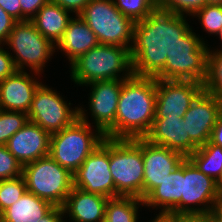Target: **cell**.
I'll use <instances>...</instances> for the list:
<instances>
[{"label":"cell","instance_id":"3","mask_svg":"<svg viewBox=\"0 0 222 222\" xmlns=\"http://www.w3.org/2000/svg\"><path fill=\"white\" fill-rule=\"evenodd\" d=\"M70 79L77 86L106 80H126L134 75L130 48L98 44L70 65Z\"/></svg>","mask_w":222,"mask_h":222},{"label":"cell","instance_id":"12","mask_svg":"<svg viewBox=\"0 0 222 222\" xmlns=\"http://www.w3.org/2000/svg\"><path fill=\"white\" fill-rule=\"evenodd\" d=\"M219 199L217 181L202 173L188 158H185L180 214L213 212Z\"/></svg>","mask_w":222,"mask_h":222},{"label":"cell","instance_id":"43","mask_svg":"<svg viewBox=\"0 0 222 222\" xmlns=\"http://www.w3.org/2000/svg\"><path fill=\"white\" fill-rule=\"evenodd\" d=\"M213 213L220 219L222 220V200L219 199L217 203L214 206Z\"/></svg>","mask_w":222,"mask_h":222},{"label":"cell","instance_id":"33","mask_svg":"<svg viewBox=\"0 0 222 222\" xmlns=\"http://www.w3.org/2000/svg\"><path fill=\"white\" fill-rule=\"evenodd\" d=\"M23 166L9 152L5 145H0V180L13 179L22 175Z\"/></svg>","mask_w":222,"mask_h":222},{"label":"cell","instance_id":"46","mask_svg":"<svg viewBox=\"0 0 222 222\" xmlns=\"http://www.w3.org/2000/svg\"><path fill=\"white\" fill-rule=\"evenodd\" d=\"M211 222H222L213 212H211Z\"/></svg>","mask_w":222,"mask_h":222},{"label":"cell","instance_id":"34","mask_svg":"<svg viewBox=\"0 0 222 222\" xmlns=\"http://www.w3.org/2000/svg\"><path fill=\"white\" fill-rule=\"evenodd\" d=\"M5 49V45H0V82L17 71L12 56Z\"/></svg>","mask_w":222,"mask_h":222},{"label":"cell","instance_id":"11","mask_svg":"<svg viewBox=\"0 0 222 222\" xmlns=\"http://www.w3.org/2000/svg\"><path fill=\"white\" fill-rule=\"evenodd\" d=\"M123 81L115 79L86 85L90 87L88 109L83 104L78 105L79 119L97 127L106 138L115 139V116Z\"/></svg>","mask_w":222,"mask_h":222},{"label":"cell","instance_id":"8","mask_svg":"<svg viewBox=\"0 0 222 222\" xmlns=\"http://www.w3.org/2000/svg\"><path fill=\"white\" fill-rule=\"evenodd\" d=\"M22 176L27 191L62 207L73 189V174L57 163L50 155L23 166Z\"/></svg>","mask_w":222,"mask_h":222},{"label":"cell","instance_id":"31","mask_svg":"<svg viewBox=\"0 0 222 222\" xmlns=\"http://www.w3.org/2000/svg\"><path fill=\"white\" fill-rule=\"evenodd\" d=\"M29 121L24 112L0 111V145H6L7 141Z\"/></svg>","mask_w":222,"mask_h":222},{"label":"cell","instance_id":"14","mask_svg":"<svg viewBox=\"0 0 222 222\" xmlns=\"http://www.w3.org/2000/svg\"><path fill=\"white\" fill-rule=\"evenodd\" d=\"M203 90V84L196 81L157 79L154 119L183 118Z\"/></svg>","mask_w":222,"mask_h":222},{"label":"cell","instance_id":"7","mask_svg":"<svg viewBox=\"0 0 222 222\" xmlns=\"http://www.w3.org/2000/svg\"><path fill=\"white\" fill-rule=\"evenodd\" d=\"M3 45L8 47L6 49H10L9 53L17 70L27 69L30 72L31 69V72L40 75L56 52L55 45L45 38L31 21H18Z\"/></svg>","mask_w":222,"mask_h":222},{"label":"cell","instance_id":"28","mask_svg":"<svg viewBox=\"0 0 222 222\" xmlns=\"http://www.w3.org/2000/svg\"><path fill=\"white\" fill-rule=\"evenodd\" d=\"M116 8L134 23L159 9V0H113Z\"/></svg>","mask_w":222,"mask_h":222},{"label":"cell","instance_id":"9","mask_svg":"<svg viewBox=\"0 0 222 222\" xmlns=\"http://www.w3.org/2000/svg\"><path fill=\"white\" fill-rule=\"evenodd\" d=\"M79 16L95 33L99 44L131 48L134 22L116 8L113 0H91Z\"/></svg>","mask_w":222,"mask_h":222},{"label":"cell","instance_id":"37","mask_svg":"<svg viewBox=\"0 0 222 222\" xmlns=\"http://www.w3.org/2000/svg\"><path fill=\"white\" fill-rule=\"evenodd\" d=\"M58 4L72 15H80L91 0H49Z\"/></svg>","mask_w":222,"mask_h":222},{"label":"cell","instance_id":"41","mask_svg":"<svg viewBox=\"0 0 222 222\" xmlns=\"http://www.w3.org/2000/svg\"><path fill=\"white\" fill-rule=\"evenodd\" d=\"M209 142L222 147V114L217 119V122L211 132Z\"/></svg>","mask_w":222,"mask_h":222},{"label":"cell","instance_id":"23","mask_svg":"<svg viewBox=\"0 0 222 222\" xmlns=\"http://www.w3.org/2000/svg\"><path fill=\"white\" fill-rule=\"evenodd\" d=\"M72 17L69 11L48 1L31 19V22L45 38L56 45Z\"/></svg>","mask_w":222,"mask_h":222},{"label":"cell","instance_id":"45","mask_svg":"<svg viewBox=\"0 0 222 222\" xmlns=\"http://www.w3.org/2000/svg\"><path fill=\"white\" fill-rule=\"evenodd\" d=\"M206 4L222 5V0H206Z\"/></svg>","mask_w":222,"mask_h":222},{"label":"cell","instance_id":"26","mask_svg":"<svg viewBox=\"0 0 222 222\" xmlns=\"http://www.w3.org/2000/svg\"><path fill=\"white\" fill-rule=\"evenodd\" d=\"M188 159L205 175L215 181L222 174V147L209 141L196 149Z\"/></svg>","mask_w":222,"mask_h":222},{"label":"cell","instance_id":"47","mask_svg":"<svg viewBox=\"0 0 222 222\" xmlns=\"http://www.w3.org/2000/svg\"><path fill=\"white\" fill-rule=\"evenodd\" d=\"M218 189L221 192L222 191V174L220 176V179L217 181Z\"/></svg>","mask_w":222,"mask_h":222},{"label":"cell","instance_id":"13","mask_svg":"<svg viewBox=\"0 0 222 222\" xmlns=\"http://www.w3.org/2000/svg\"><path fill=\"white\" fill-rule=\"evenodd\" d=\"M73 186L107 198L115 197V185L109 169V138L105 137L73 173Z\"/></svg>","mask_w":222,"mask_h":222},{"label":"cell","instance_id":"4","mask_svg":"<svg viewBox=\"0 0 222 222\" xmlns=\"http://www.w3.org/2000/svg\"><path fill=\"white\" fill-rule=\"evenodd\" d=\"M109 169L115 185V197L133 196L143 200L142 138H109Z\"/></svg>","mask_w":222,"mask_h":222},{"label":"cell","instance_id":"44","mask_svg":"<svg viewBox=\"0 0 222 222\" xmlns=\"http://www.w3.org/2000/svg\"><path fill=\"white\" fill-rule=\"evenodd\" d=\"M218 38H219V40L221 41L220 43V45H221V48L219 47V48H213L214 50H222V28L219 30V32L217 33V35H216Z\"/></svg>","mask_w":222,"mask_h":222},{"label":"cell","instance_id":"30","mask_svg":"<svg viewBox=\"0 0 222 222\" xmlns=\"http://www.w3.org/2000/svg\"><path fill=\"white\" fill-rule=\"evenodd\" d=\"M27 191L23 176L0 180V214L13 205Z\"/></svg>","mask_w":222,"mask_h":222},{"label":"cell","instance_id":"42","mask_svg":"<svg viewBox=\"0 0 222 222\" xmlns=\"http://www.w3.org/2000/svg\"><path fill=\"white\" fill-rule=\"evenodd\" d=\"M149 222H177V214H156L154 218L149 220Z\"/></svg>","mask_w":222,"mask_h":222},{"label":"cell","instance_id":"18","mask_svg":"<svg viewBox=\"0 0 222 222\" xmlns=\"http://www.w3.org/2000/svg\"><path fill=\"white\" fill-rule=\"evenodd\" d=\"M51 134L28 121L7 141L6 148L22 166L49 155Z\"/></svg>","mask_w":222,"mask_h":222},{"label":"cell","instance_id":"32","mask_svg":"<svg viewBox=\"0 0 222 222\" xmlns=\"http://www.w3.org/2000/svg\"><path fill=\"white\" fill-rule=\"evenodd\" d=\"M205 4L206 0H159L160 9L189 17Z\"/></svg>","mask_w":222,"mask_h":222},{"label":"cell","instance_id":"36","mask_svg":"<svg viewBox=\"0 0 222 222\" xmlns=\"http://www.w3.org/2000/svg\"><path fill=\"white\" fill-rule=\"evenodd\" d=\"M18 21L0 7V45H3Z\"/></svg>","mask_w":222,"mask_h":222},{"label":"cell","instance_id":"35","mask_svg":"<svg viewBox=\"0 0 222 222\" xmlns=\"http://www.w3.org/2000/svg\"><path fill=\"white\" fill-rule=\"evenodd\" d=\"M21 6V21H31L36 13L49 0H19Z\"/></svg>","mask_w":222,"mask_h":222},{"label":"cell","instance_id":"21","mask_svg":"<svg viewBox=\"0 0 222 222\" xmlns=\"http://www.w3.org/2000/svg\"><path fill=\"white\" fill-rule=\"evenodd\" d=\"M182 194L183 162L144 199V207L160 209L159 214H180Z\"/></svg>","mask_w":222,"mask_h":222},{"label":"cell","instance_id":"39","mask_svg":"<svg viewBox=\"0 0 222 222\" xmlns=\"http://www.w3.org/2000/svg\"><path fill=\"white\" fill-rule=\"evenodd\" d=\"M177 222H211V212L177 214Z\"/></svg>","mask_w":222,"mask_h":222},{"label":"cell","instance_id":"1","mask_svg":"<svg viewBox=\"0 0 222 222\" xmlns=\"http://www.w3.org/2000/svg\"><path fill=\"white\" fill-rule=\"evenodd\" d=\"M186 18L159 8L134 23L130 48L134 75L155 78L163 70L173 47L192 28Z\"/></svg>","mask_w":222,"mask_h":222},{"label":"cell","instance_id":"10","mask_svg":"<svg viewBox=\"0 0 222 222\" xmlns=\"http://www.w3.org/2000/svg\"><path fill=\"white\" fill-rule=\"evenodd\" d=\"M54 88L41 83L35 90L27 113L29 121L39 125L50 134L69 127L79 118V108L62 97Z\"/></svg>","mask_w":222,"mask_h":222},{"label":"cell","instance_id":"5","mask_svg":"<svg viewBox=\"0 0 222 222\" xmlns=\"http://www.w3.org/2000/svg\"><path fill=\"white\" fill-rule=\"evenodd\" d=\"M104 138L97 127L78 118L69 127L51 134L49 155L73 174Z\"/></svg>","mask_w":222,"mask_h":222},{"label":"cell","instance_id":"2","mask_svg":"<svg viewBox=\"0 0 222 222\" xmlns=\"http://www.w3.org/2000/svg\"><path fill=\"white\" fill-rule=\"evenodd\" d=\"M157 79L133 75L123 81L115 116V139L144 138L155 118Z\"/></svg>","mask_w":222,"mask_h":222},{"label":"cell","instance_id":"17","mask_svg":"<svg viewBox=\"0 0 222 222\" xmlns=\"http://www.w3.org/2000/svg\"><path fill=\"white\" fill-rule=\"evenodd\" d=\"M39 77L40 74L35 72L30 71L28 73L27 71L17 70L0 82V109L27 114L35 90L42 83L41 80H37Z\"/></svg>","mask_w":222,"mask_h":222},{"label":"cell","instance_id":"6","mask_svg":"<svg viewBox=\"0 0 222 222\" xmlns=\"http://www.w3.org/2000/svg\"><path fill=\"white\" fill-rule=\"evenodd\" d=\"M193 27L167 56L163 70L155 77L164 80H191L203 84L207 75L208 42Z\"/></svg>","mask_w":222,"mask_h":222},{"label":"cell","instance_id":"24","mask_svg":"<svg viewBox=\"0 0 222 222\" xmlns=\"http://www.w3.org/2000/svg\"><path fill=\"white\" fill-rule=\"evenodd\" d=\"M54 206L29 191L13 205L5 209L0 217L3 222H38Z\"/></svg>","mask_w":222,"mask_h":222},{"label":"cell","instance_id":"27","mask_svg":"<svg viewBox=\"0 0 222 222\" xmlns=\"http://www.w3.org/2000/svg\"><path fill=\"white\" fill-rule=\"evenodd\" d=\"M207 75L203 83L204 91L222 99V50L208 47Z\"/></svg>","mask_w":222,"mask_h":222},{"label":"cell","instance_id":"22","mask_svg":"<svg viewBox=\"0 0 222 222\" xmlns=\"http://www.w3.org/2000/svg\"><path fill=\"white\" fill-rule=\"evenodd\" d=\"M99 44L95 33L79 16H73L67 24L61 39L55 45V50H60L67 57L69 64L80 55L88 52Z\"/></svg>","mask_w":222,"mask_h":222},{"label":"cell","instance_id":"15","mask_svg":"<svg viewBox=\"0 0 222 222\" xmlns=\"http://www.w3.org/2000/svg\"><path fill=\"white\" fill-rule=\"evenodd\" d=\"M222 114V99L202 91L183 116L190 141L198 148L205 145Z\"/></svg>","mask_w":222,"mask_h":222},{"label":"cell","instance_id":"19","mask_svg":"<svg viewBox=\"0 0 222 222\" xmlns=\"http://www.w3.org/2000/svg\"><path fill=\"white\" fill-rule=\"evenodd\" d=\"M144 139L154 145L177 151L185 158H188L197 149L190 141V136L182 117L154 119Z\"/></svg>","mask_w":222,"mask_h":222},{"label":"cell","instance_id":"38","mask_svg":"<svg viewBox=\"0 0 222 222\" xmlns=\"http://www.w3.org/2000/svg\"><path fill=\"white\" fill-rule=\"evenodd\" d=\"M0 7L17 21H21V6L19 0H0Z\"/></svg>","mask_w":222,"mask_h":222},{"label":"cell","instance_id":"48","mask_svg":"<svg viewBox=\"0 0 222 222\" xmlns=\"http://www.w3.org/2000/svg\"><path fill=\"white\" fill-rule=\"evenodd\" d=\"M220 199L222 200V191L220 192Z\"/></svg>","mask_w":222,"mask_h":222},{"label":"cell","instance_id":"16","mask_svg":"<svg viewBox=\"0 0 222 222\" xmlns=\"http://www.w3.org/2000/svg\"><path fill=\"white\" fill-rule=\"evenodd\" d=\"M144 167L143 200L174 171L185 157L167 147L154 145L142 138Z\"/></svg>","mask_w":222,"mask_h":222},{"label":"cell","instance_id":"25","mask_svg":"<svg viewBox=\"0 0 222 222\" xmlns=\"http://www.w3.org/2000/svg\"><path fill=\"white\" fill-rule=\"evenodd\" d=\"M144 200L133 196L109 198L105 206L104 222H140L139 208Z\"/></svg>","mask_w":222,"mask_h":222},{"label":"cell","instance_id":"29","mask_svg":"<svg viewBox=\"0 0 222 222\" xmlns=\"http://www.w3.org/2000/svg\"><path fill=\"white\" fill-rule=\"evenodd\" d=\"M191 17L198 19L203 31L210 36H216L222 28V5L205 4Z\"/></svg>","mask_w":222,"mask_h":222},{"label":"cell","instance_id":"40","mask_svg":"<svg viewBox=\"0 0 222 222\" xmlns=\"http://www.w3.org/2000/svg\"><path fill=\"white\" fill-rule=\"evenodd\" d=\"M62 207L54 206L38 222H66Z\"/></svg>","mask_w":222,"mask_h":222},{"label":"cell","instance_id":"20","mask_svg":"<svg viewBox=\"0 0 222 222\" xmlns=\"http://www.w3.org/2000/svg\"><path fill=\"white\" fill-rule=\"evenodd\" d=\"M109 198L73 187L62 209L69 222H104L105 206Z\"/></svg>","mask_w":222,"mask_h":222}]
</instances>
